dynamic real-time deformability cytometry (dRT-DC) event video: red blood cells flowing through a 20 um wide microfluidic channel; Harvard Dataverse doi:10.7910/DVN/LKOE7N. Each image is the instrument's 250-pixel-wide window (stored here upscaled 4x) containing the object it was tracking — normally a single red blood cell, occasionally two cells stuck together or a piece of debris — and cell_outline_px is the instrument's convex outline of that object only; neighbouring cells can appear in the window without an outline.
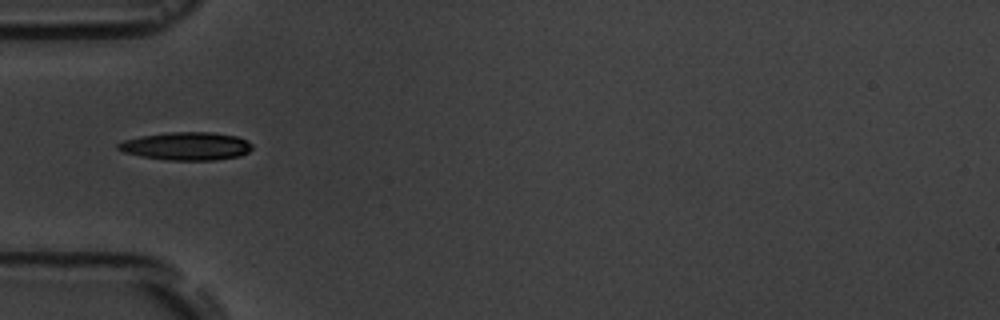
{"species": "common noctule bat (a hibernating species)", "species_latin": "Nyctalus noctula", "temperature_condition": "room temperature", "stored_images_in_passage": 12, "camera_frame_rate_fps": 3000, "um_per_image_px": 0.085, "animal": {"sex": "male", "body_mass_g": 19.5, "forearm_length_mm": 54.6}, "frame": {"image": 1, "passage_image": 1, "time_ms": 0.0, "image_size_px": [1000, 320], "cell_outline_px": [[252, 148], [248, 152], [240, 156], [216, 160], [168, 160], [140, 156], [124, 152], [116, 148], [116, 144], [124, 140], [144, 136], [168, 132], [212, 132], [236, 136], [248, 140], [252, 144]], "centroid_in_image_um": [15.87, 12.42], "position_along_channel_um": 69.1, "area_um2": 21.91}}
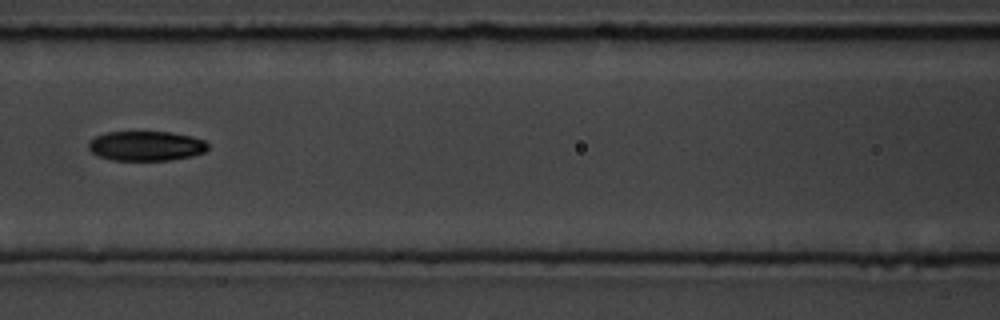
{"frame": {"image": 2, "passage_image": 3, "time_ms": 2.333, "image_size_px": [1000, 320], "cell_outline_px": [[208, 148], [204, 152], [192, 156], [172, 160], [112, 160], [96, 156], [88, 148], [88, 144], [96, 136], [108, 132], [168, 132], [192, 136], [204, 140], [208, 144]], "centroid_in_image_um": [12.42, 12.41], "position_along_channel_um": 154.2, "area_um2": 20.69}}
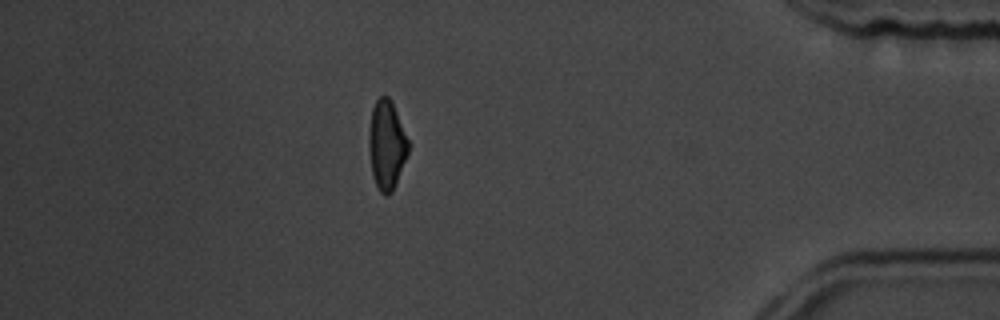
{"frame": {"image": 3, "passage_image": 10, "time_ms": 10.333, "image_size_px": [1000, 320], "cell_outline_px": [[408, 152], [396, 184], [392, 192], [388, 196], [384, 196], [380, 192], [372, 176], [368, 148], [368, 136], [372, 108], [376, 100], [380, 96], [388, 96], [392, 100], [408, 140]], "centroid_in_image_um": [32.84, 12.33], "position_along_channel_um": 402.4, "area_um2": 20.58}, "authors_computed_cell_mechanics": {"area_um2": 20.9236, "velocity_mm_per_s": 3.6393, "shape_relaxation_time_tau1_ms": 4.2712, "shape_relaxation_time_tau2_ms": 4.1043, "deformation_change_tau1": 0.1388, "deformation_change_tau2": 0.097}}